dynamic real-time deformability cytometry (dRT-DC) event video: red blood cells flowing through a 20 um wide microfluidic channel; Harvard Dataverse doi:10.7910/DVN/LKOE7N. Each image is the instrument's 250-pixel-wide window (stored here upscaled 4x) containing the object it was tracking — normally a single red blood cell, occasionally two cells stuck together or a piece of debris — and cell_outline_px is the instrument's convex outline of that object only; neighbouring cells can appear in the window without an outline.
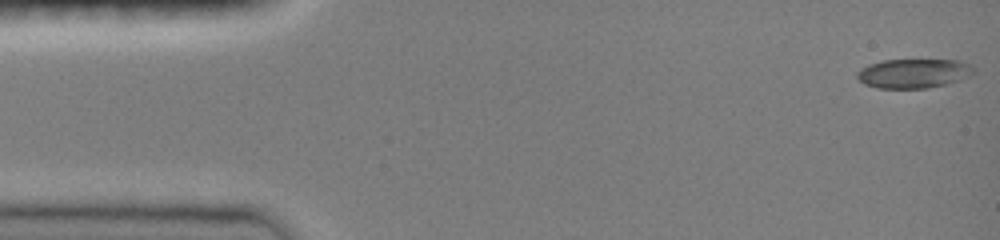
{"species": "common noctule bat (a hibernating species)", "species_latin": "Nyctalus noctula", "temperature_condition": "room temperature", "stored_images_in_passage": 47, "camera_frame_rate_fps": 3000, "um_per_image_px": 0.085, "animal": {"sex": "female", "body_mass_g": 19.0, "forearm_length_mm": 51.5}, "frame": {"image": 1, "passage_image": 1, "time_ms": 0.0, "image_size_px": [1000, 240], "cell_outline_px": [[976, 72], [960, 80], [928, 88], [876, 88], [864, 84], [856, 76], [856, 72], [860, 68], [868, 64], [884, 60], [960, 60], [972, 64], [976, 68]], "centroid_in_image_um": [77.67, 6.23], "position_along_channel_um": 7.3, "area_um2": 20.11}}
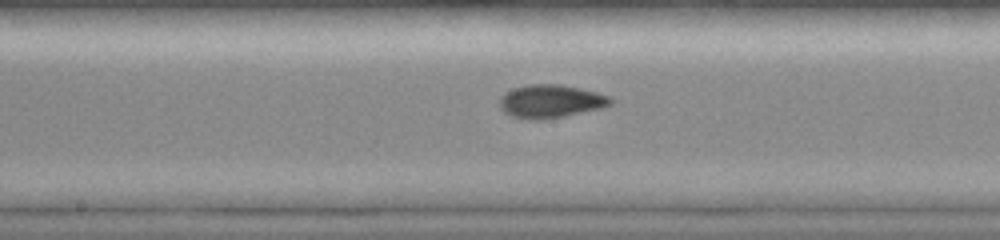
{"frame": {"image": 2, "passage_image": 24, "time_ms": 7.667, "image_size_px": [1000, 240], "cell_outline_px": [[612, 104], [604, 108], [544, 120], [528, 120], [512, 116], [504, 112], [500, 108], [500, 96], [504, 92], [512, 88], [528, 84], [560, 84], [580, 88], [596, 92], [608, 96], [612, 100]], "centroid_in_image_um": [46.78, 8.61], "position_along_channel_um": 201.4, "area_um2": 21.73}}
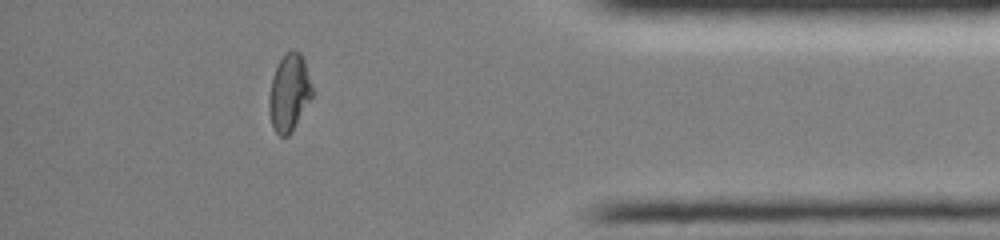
{"frame": {"image": 3, "passage_image": 41, "time_ms": 13.333, "image_size_px": [1000, 240], "cell_outline_px": [[312, 96], [288, 136], [280, 136], [272, 128], [268, 112], [268, 96], [272, 76], [280, 60], [288, 52], [300, 52], [304, 56], [312, 84]], "centroid_in_image_um": [24.56, 7.88], "position_along_channel_um": 410.6, "area_um2": 19.31}, "authors_computed_cell_mechanics": {"area_um2": 19.9988, "velocity_mm_per_s": 4.0789, "shape_relaxation_time_tau1_ms": 9.7737, "shape_relaxation_time_tau2_ms": 2.0507, "deformation_change_tau1": 0.2818, "deformation_change_tau2": 0.0382}}